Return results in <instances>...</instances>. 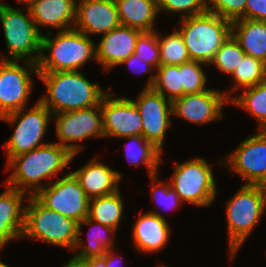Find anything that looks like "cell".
I'll return each instance as SVG.
<instances>
[{"label":"cell","instance_id":"1","mask_svg":"<svg viewBox=\"0 0 266 267\" xmlns=\"http://www.w3.org/2000/svg\"><path fill=\"white\" fill-rule=\"evenodd\" d=\"M76 156L77 154L73 155L61 145L48 142L13 157L6 166L7 169H13V173L3 184L27 193L28 196H34L45 187L42 180L56 177Z\"/></svg>","mask_w":266,"mask_h":267},{"label":"cell","instance_id":"2","mask_svg":"<svg viewBox=\"0 0 266 267\" xmlns=\"http://www.w3.org/2000/svg\"><path fill=\"white\" fill-rule=\"evenodd\" d=\"M47 94L39 101L52 114L71 112L99 105L104 92L99 83L90 82L80 70L62 72H39Z\"/></svg>","mask_w":266,"mask_h":267},{"label":"cell","instance_id":"3","mask_svg":"<svg viewBox=\"0 0 266 267\" xmlns=\"http://www.w3.org/2000/svg\"><path fill=\"white\" fill-rule=\"evenodd\" d=\"M46 33L42 34L38 72L77 71L90 59L96 60V43L88 35L74 28L58 31L52 38L51 31Z\"/></svg>","mask_w":266,"mask_h":267},{"label":"cell","instance_id":"4","mask_svg":"<svg viewBox=\"0 0 266 267\" xmlns=\"http://www.w3.org/2000/svg\"><path fill=\"white\" fill-rule=\"evenodd\" d=\"M182 34L192 61L209 64L232 35V21L211 12L180 18Z\"/></svg>","mask_w":266,"mask_h":267},{"label":"cell","instance_id":"5","mask_svg":"<svg viewBox=\"0 0 266 267\" xmlns=\"http://www.w3.org/2000/svg\"><path fill=\"white\" fill-rule=\"evenodd\" d=\"M24 13L9 4L0 3V22L3 27L9 57L0 60L30 61L38 64L41 56L42 34L38 31L29 9Z\"/></svg>","mask_w":266,"mask_h":267},{"label":"cell","instance_id":"6","mask_svg":"<svg viewBox=\"0 0 266 267\" xmlns=\"http://www.w3.org/2000/svg\"><path fill=\"white\" fill-rule=\"evenodd\" d=\"M22 237L65 247L72 252L78 236V223L43 206L34 196L27 195Z\"/></svg>","mask_w":266,"mask_h":267},{"label":"cell","instance_id":"7","mask_svg":"<svg viewBox=\"0 0 266 267\" xmlns=\"http://www.w3.org/2000/svg\"><path fill=\"white\" fill-rule=\"evenodd\" d=\"M51 118L52 112L39 100L31 109L23 108L0 118L15 128L12 136L4 144L7 163L17 155L47 144L41 141L47 133Z\"/></svg>","mask_w":266,"mask_h":267},{"label":"cell","instance_id":"8","mask_svg":"<svg viewBox=\"0 0 266 267\" xmlns=\"http://www.w3.org/2000/svg\"><path fill=\"white\" fill-rule=\"evenodd\" d=\"M262 215V198L257 185L243 184L226 203L230 261L259 223Z\"/></svg>","mask_w":266,"mask_h":267},{"label":"cell","instance_id":"9","mask_svg":"<svg viewBox=\"0 0 266 267\" xmlns=\"http://www.w3.org/2000/svg\"><path fill=\"white\" fill-rule=\"evenodd\" d=\"M212 166L204 158L190 159L174 167L169 181L181 201L195 206H210L219 190L216 189Z\"/></svg>","mask_w":266,"mask_h":267},{"label":"cell","instance_id":"10","mask_svg":"<svg viewBox=\"0 0 266 267\" xmlns=\"http://www.w3.org/2000/svg\"><path fill=\"white\" fill-rule=\"evenodd\" d=\"M44 184L46 186L34 195L43 206L77 223L88 217L90 198L72 172L56 182L48 180Z\"/></svg>","mask_w":266,"mask_h":267},{"label":"cell","instance_id":"11","mask_svg":"<svg viewBox=\"0 0 266 267\" xmlns=\"http://www.w3.org/2000/svg\"><path fill=\"white\" fill-rule=\"evenodd\" d=\"M52 119H55L56 135L59 138L56 143L73 155L83 148L78 144L79 141L104 137L101 102L93 107L53 114Z\"/></svg>","mask_w":266,"mask_h":267},{"label":"cell","instance_id":"12","mask_svg":"<svg viewBox=\"0 0 266 267\" xmlns=\"http://www.w3.org/2000/svg\"><path fill=\"white\" fill-rule=\"evenodd\" d=\"M21 66L15 60H0V118L26 107L34 88L31 73L38 76V66L30 61Z\"/></svg>","mask_w":266,"mask_h":267},{"label":"cell","instance_id":"13","mask_svg":"<svg viewBox=\"0 0 266 267\" xmlns=\"http://www.w3.org/2000/svg\"><path fill=\"white\" fill-rule=\"evenodd\" d=\"M222 166H229L232 172L239 174L246 183L257 185L266 179V130H258L232 151Z\"/></svg>","mask_w":266,"mask_h":267},{"label":"cell","instance_id":"14","mask_svg":"<svg viewBox=\"0 0 266 267\" xmlns=\"http://www.w3.org/2000/svg\"><path fill=\"white\" fill-rule=\"evenodd\" d=\"M142 120V136L162 151L166 130L172 125V102L152 88H143L133 100Z\"/></svg>","mask_w":266,"mask_h":267},{"label":"cell","instance_id":"15","mask_svg":"<svg viewBox=\"0 0 266 267\" xmlns=\"http://www.w3.org/2000/svg\"><path fill=\"white\" fill-rule=\"evenodd\" d=\"M109 88L101 99L104 137L142 136V118L133 100L113 96Z\"/></svg>","mask_w":266,"mask_h":267},{"label":"cell","instance_id":"16","mask_svg":"<svg viewBox=\"0 0 266 267\" xmlns=\"http://www.w3.org/2000/svg\"><path fill=\"white\" fill-rule=\"evenodd\" d=\"M229 93L209 88L199 93L182 95L172 102L173 116L200 125L220 120L224 114L223 106L231 98Z\"/></svg>","mask_w":266,"mask_h":267},{"label":"cell","instance_id":"17","mask_svg":"<svg viewBox=\"0 0 266 267\" xmlns=\"http://www.w3.org/2000/svg\"><path fill=\"white\" fill-rule=\"evenodd\" d=\"M120 25L114 0H80L76 3L74 29L88 36L103 35Z\"/></svg>","mask_w":266,"mask_h":267},{"label":"cell","instance_id":"18","mask_svg":"<svg viewBox=\"0 0 266 267\" xmlns=\"http://www.w3.org/2000/svg\"><path fill=\"white\" fill-rule=\"evenodd\" d=\"M141 33L139 29L120 25L103 34L96 45V62L101 63L104 71L119 66L134 53L136 40Z\"/></svg>","mask_w":266,"mask_h":267},{"label":"cell","instance_id":"19","mask_svg":"<svg viewBox=\"0 0 266 267\" xmlns=\"http://www.w3.org/2000/svg\"><path fill=\"white\" fill-rule=\"evenodd\" d=\"M149 211L139 215L134 223L132 242L135 250L152 254L163 249L169 242L171 228L161 213Z\"/></svg>","mask_w":266,"mask_h":267},{"label":"cell","instance_id":"20","mask_svg":"<svg viewBox=\"0 0 266 267\" xmlns=\"http://www.w3.org/2000/svg\"><path fill=\"white\" fill-rule=\"evenodd\" d=\"M97 160L93 157L85 166L72 172L90 199L118 191V183L122 179L121 173Z\"/></svg>","mask_w":266,"mask_h":267},{"label":"cell","instance_id":"21","mask_svg":"<svg viewBox=\"0 0 266 267\" xmlns=\"http://www.w3.org/2000/svg\"><path fill=\"white\" fill-rule=\"evenodd\" d=\"M0 194V250L6 243L22 237L24 229V192L6 185Z\"/></svg>","mask_w":266,"mask_h":267},{"label":"cell","instance_id":"22","mask_svg":"<svg viewBox=\"0 0 266 267\" xmlns=\"http://www.w3.org/2000/svg\"><path fill=\"white\" fill-rule=\"evenodd\" d=\"M76 1L38 0L30 8V15L38 31L39 27L50 26L64 31L72 29L76 20Z\"/></svg>","mask_w":266,"mask_h":267},{"label":"cell","instance_id":"23","mask_svg":"<svg viewBox=\"0 0 266 267\" xmlns=\"http://www.w3.org/2000/svg\"><path fill=\"white\" fill-rule=\"evenodd\" d=\"M120 24L141 30L156 31L154 20L158 17V0H114Z\"/></svg>","mask_w":266,"mask_h":267},{"label":"cell","instance_id":"24","mask_svg":"<svg viewBox=\"0 0 266 267\" xmlns=\"http://www.w3.org/2000/svg\"><path fill=\"white\" fill-rule=\"evenodd\" d=\"M83 224L91 225V226L93 225L92 227H90V231L87 235L88 242L86 244H84L85 240H81ZM116 231L117 230L112 227L104 226L101 223L85 218L83 221L78 223V236H77L76 244L74 247V254L82 258H89V259H96V260L103 257L106 251L114 248L113 246L114 238L117 236L114 233ZM108 234H109V237H108ZM76 250H79V252L76 253L75 252Z\"/></svg>","mask_w":266,"mask_h":267},{"label":"cell","instance_id":"25","mask_svg":"<svg viewBox=\"0 0 266 267\" xmlns=\"http://www.w3.org/2000/svg\"><path fill=\"white\" fill-rule=\"evenodd\" d=\"M232 36L246 55L264 62L266 60V21L235 19Z\"/></svg>","mask_w":266,"mask_h":267},{"label":"cell","instance_id":"26","mask_svg":"<svg viewBox=\"0 0 266 267\" xmlns=\"http://www.w3.org/2000/svg\"><path fill=\"white\" fill-rule=\"evenodd\" d=\"M124 204L120 191L90 199L88 219L118 229L124 218Z\"/></svg>","mask_w":266,"mask_h":267},{"label":"cell","instance_id":"27","mask_svg":"<svg viewBox=\"0 0 266 267\" xmlns=\"http://www.w3.org/2000/svg\"><path fill=\"white\" fill-rule=\"evenodd\" d=\"M126 146V158L132 165L145 164L149 177L158 173L159 164L161 163L162 151L152 142L147 141L143 136H128Z\"/></svg>","mask_w":266,"mask_h":267},{"label":"cell","instance_id":"28","mask_svg":"<svg viewBox=\"0 0 266 267\" xmlns=\"http://www.w3.org/2000/svg\"><path fill=\"white\" fill-rule=\"evenodd\" d=\"M156 72L149 76L144 88H152L171 102L183 95L179 65H160Z\"/></svg>","mask_w":266,"mask_h":267},{"label":"cell","instance_id":"29","mask_svg":"<svg viewBox=\"0 0 266 267\" xmlns=\"http://www.w3.org/2000/svg\"><path fill=\"white\" fill-rule=\"evenodd\" d=\"M244 90L229 102L253 115L258 122V130H266V80Z\"/></svg>","mask_w":266,"mask_h":267},{"label":"cell","instance_id":"30","mask_svg":"<svg viewBox=\"0 0 266 267\" xmlns=\"http://www.w3.org/2000/svg\"><path fill=\"white\" fill-rule=\"evenodd\" d=\"M231 76L232 82L235 84L230 89L232 93L238 89L242 91V88L253 87L266 80L264 63L252 56L245 55Z\"/></svg>","mask_w":266,"mask_h":267},{"label":"cell","instance_id":"31","mask_svg":"<svg viewBox=\"0 0 266 267\" xmlns=\"http://www.w3.org/2000/svg\"><path fill=\"white\" fill-rule=\"evenodd\" d=\"M161 37L158 33L160 65H180L191 61L183 36L177 27L171 34Z\"/></svg>","mask_w":266,"mask_h":267},{"label":"cell","instance_id":"32","mask_svg":"<svg viewBox=\"0 0 266 267\" xmlns=\"http://www.w3.org/2000/svg\"><path fill=\"white\" fill-rule=\"evenodd\" d=\"M245 55L242 47L231 35L216 52L208 66L214 65L224 74L232 75Z\"/></svg>","mask_w":266,"mask_h":267},{"label":"cell","instance_id":"33","mask_svg":"<svg viewBox=\"0 0 266 267\" xmlns=\"http://www.w3.org/2000/svg\"><path fill=\"white\" fill-rule=\"evenodd\" d=\"M208 66L205 63L199 61H190L179 65V71L181 72V85H183V95L193 94L205 91L209 88H205L207 77L202 70V66Z\"/></svg>","mask_w":266,"mask_h":267},{"label":"cell","instance_id":"34","mask_svg":"<svg viewBox=\"0 0 266 267\" xmlns=\"http://www.w3.org/2000/svg\"><path fill=\"white\" fill-rule=\"evenodd\" d=\"M159 53L158 32H142L136 40L134 54L157 69L160 66Z\"/></svg>","mask_w":266,"mask_h":267},{"label":"cell","instance_id":"35","mask_svg":"<svg viewBox=\"0 0 266 267\" xmlns=\"http://www.w3.org/2000/svg\"><path fill=\"white\" fill-rule=\"evenodd\" d=\"M158 11L178 13L185 18L207 12L208 5L207 0H158Z\"/></svg>","mask_w":266,"mask_h":267},{"label":"cell","instance_id":"36","mask_svg":"<svg viewBox=\"0 0 266 267\" xmlns=\"http://www.w3.org/2000/svg\"><path fill=\"white\" fill-rule=\"evenodd\" d=\"M159 174H155L149 178H151L152 187H151V194L153 200H156V205L159 207H166V210L173 209L177 206L182 205V201L179 198L178 194L175 190L170 186L169 180L168 182L160 181L159 183H155Z\"/></svg>","mask_w":266,"mask_h":267},{"label":"cell","instance_id":"37","mask_svg":"<svg viewBox=\"0 0 266 267\" xmlns=\"http://www.w3.org/2000/svg\"><path fill=\"white\" fill-rule=\"evenodd\" d=\"M246 3L247 0H207L208 12L231 21L245 13Z\"/></svg>","mask_w":266,"mask_h":267},{"label":"cell","instance_id":"38","mask_svg":"<svg viewBox=\"0 0 266 267\" xmlns=\"http://www.w3.org/2000/svg\"><path fill=\"white\" fill-rule=\"evenodd\" d=\"M238 19L266 21V0H247L245 13Z\"/></svg>","mask_w":266,"mask_h":267},{"label":"cell","instance_id":"39","mask_svg":"<svg viewBox=\"0 0 266 267\" xmlns=\"http://www.w3.org/2000/svg\"><path fill=\"white\" fill-rule=\"evenodd\" d=\"M126 64L129 66V69L134 73L138 72L139 74H143L145 72H149L152 69H155L151 64L145 62L141 58L137 57L134 53L130 55L125 61H123L120 65ZM137 73V74H138Z\"/></svg>","mask_w":266,"mask_h":267},{"label":"cell","instance_id":"40","mask_svg":"<svg viewBox=\"0 0 266 267\" xmlns=\"http://www.w3.org/2000/svg\"><path fill=\"white\" fill-rule=\"evenodd\" d=\"M63 267H98V263L96 259L82 258L73 253V256Z\"/></svg>","mask_w":266,"mask_h":267},{"label":"cell","instance_id":"41","mask_svg":"<svg viewBox=\"0 0 266 267\" xmlns=\"http://www.w3.org/2000/svg\"><path fill=\"white\" fill-rule=\"evenodd\" d=\"M114 253H115L114 248L106 251L103 257L97 259L98 267H115V264L117 262H115L116 257Z\"/></svg>","mask_w":266,"mask_h":267},{"label":"cell","instance_id":"42","mask_svg":"<svg viewBox=\"0 0 266 267\" xmlns=\"http://www.w3.org/2000/svg\"><path fill=\"white\" fill-rule=\"evenodd\" d=\"M262 198V213H265L266 210V179L257 184Z\"/></svg>","mask_w":266,"mask_h":267},{"label":"cell","instance_id":"43","mask_svg":"<svg viewBox=\"0 0 266 267\" xmlns=\"http://www.w3.org/2000/svg\"><path fill=\"white\" fill-rule=\"evenodd\" d=\"M17 2H20V4L22 3L23 5H26V8L29 9L35 2H37L38 0H16Z\"/></svg>","mask_w":266,"mask_h":267},{"label":"cell","instance_id":"44","mask_svg":"<svg viewBox=\"0 0 266 267\" xmlns=\"http://www.w3.org/2000/svg\"><path fill=\"white\" fill-rule=\"evenodd\" d=\"M0 267H10V266H8L7 264L3 263V262L0 260Z\"/></svg>","mask_w":266,"mask_h":267},{"label":"cell","instance_id":"45","mask_svg":"<svg viewBox=\"0 0 266 267\" xmlns=\"http://www.w3.org/2000/svg\"><path fill=\"white\" fill-rule=\"evenodd\" d=\"M263 63H264V71H265V75H266V60Z\"/></svg>","mask_w":266,"mask_h":267}]
</instances>
